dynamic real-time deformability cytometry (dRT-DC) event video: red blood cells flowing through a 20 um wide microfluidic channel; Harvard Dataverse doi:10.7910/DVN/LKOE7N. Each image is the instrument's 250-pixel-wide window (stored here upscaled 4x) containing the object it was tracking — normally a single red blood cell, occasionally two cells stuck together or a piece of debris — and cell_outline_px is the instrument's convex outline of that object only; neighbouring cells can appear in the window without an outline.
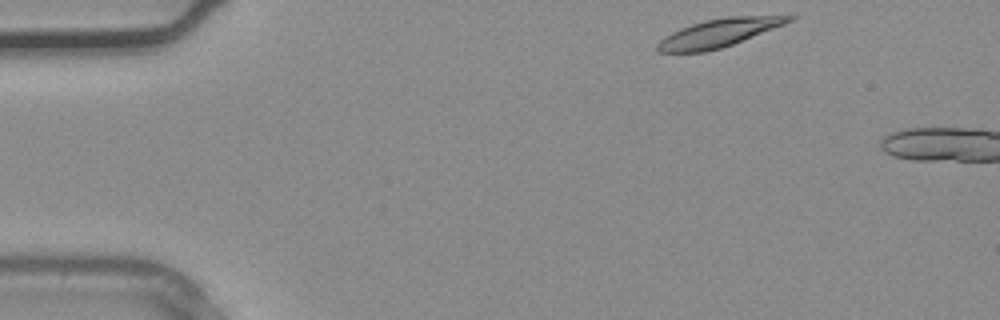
{"species": "common noctule bat (a hibernating species)", "species_latin": "Nyctalus noctula", "temperature_condition": "warm", "stored_images_in_passage": 4, "camera_frame_rate_fps": 3000, "um_per_image_px": 0.085, "animal": {"sex": "male", "body_mass_g": 20.4}, "frame": {"image": 1, "passage_image": 1, "time_ms": 0.0, "image_size_px": [1000, 320], "cell_outline_px": [[796, 16], [792, 20], [784, 24], [732, 44], [720, 48], [704, 52], [656, 52], [656, 44], [664, 36], [680, 28], [692, 24], [708, 20], [728, 16]], "centroid_in_image_um": [61.02, 2.81], "position_along_channel_um": 24.0, "area_um2": 21.1}}